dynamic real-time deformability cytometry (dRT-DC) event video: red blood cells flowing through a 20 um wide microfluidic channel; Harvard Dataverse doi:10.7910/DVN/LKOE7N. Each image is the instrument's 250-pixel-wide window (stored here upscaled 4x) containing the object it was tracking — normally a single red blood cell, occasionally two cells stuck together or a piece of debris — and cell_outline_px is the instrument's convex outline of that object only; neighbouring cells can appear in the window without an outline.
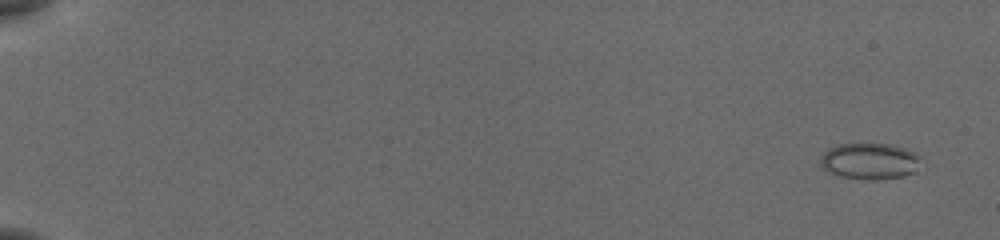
{"species": "common noctule bat (a hibernating species)", "species_latin": "Nyctalus noctula", "temperature_condition": "cold", "stored_images_in_passage": 50, "camera_frame_rate_fps": 3000, "um_per_image_px": 0.085, "animal": {"sex": "female", "body_mass_g": 19.5, "forearm_length_mm": 54.1}, "frame": {"image": 1, "passage_image": 4, "time_ms": 1.0, "image_size_px": [1000, 240], "cell_outline_px": [[920, 156], [912, 172], [904, 176], [876, 180], [868, 180], [840, 176], [824, 168], [820, 164], [820, 156], [828, 148], [840, 144], [892, 144], [908, 148], [916, 152]], "centroid_in_image_um": [73.91, 13.68], "position_along_channel_um": 11.1, "area_um2": 21.1}}
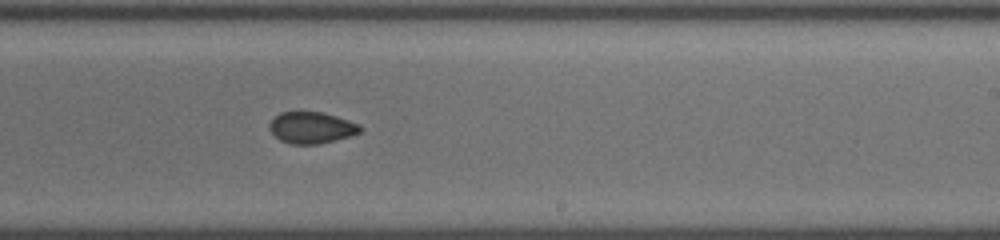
{"frame": {"image": 2, "passage_image": 35, "time_ms": 11.333, "image_size_px": [1000, 240], "cell_outline_px": [[364, 128], [360, 132], [352, 136], [336, 140], [316, 144], [288, 144], [280, 140], [268, 128], [268, 124], [280, 112], [320, 112], [336, 116], [360, 124]], "centroid_in_image_um": [26.5, 10.86], "position_along_channel_um": 262.5, "area_um2": 16.7}}
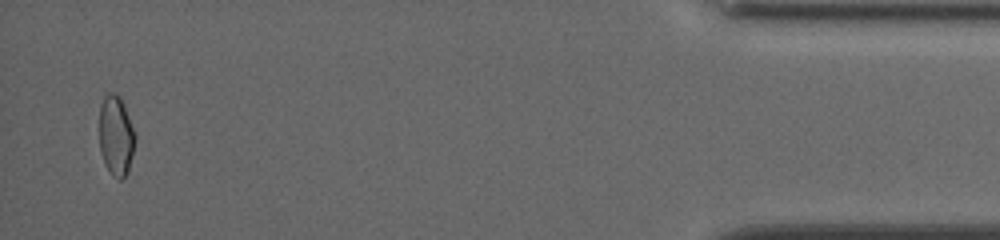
{"frame": {"image": 3, "passage_image": 50, "time_ms": 16.333, "image_size_px": [1000, 240], "cell_outline_px": [[136, 140], [128, 172], [120, 180], [104, 164], [100, 152], [100, 104], [104, 96], [108, 92], [116, 92], [120, 96], [124, 104], [136, 136]], "centroid_in_image_um": [9.86, 11.48], "position_along_channel_um": 425.3, "area_um2": 16.7}, "authors_computed_cell_mechanics": {"area_um2": 17.8602, "velocity_mm_per_s": 3.8597, "shape_relaxation_time_tau1_ms": null, "shape_relaxation_time_tau2_ms": 2.6435, "deformation_change_tau1": null, "deformation_change_tau2": 0.0693}}